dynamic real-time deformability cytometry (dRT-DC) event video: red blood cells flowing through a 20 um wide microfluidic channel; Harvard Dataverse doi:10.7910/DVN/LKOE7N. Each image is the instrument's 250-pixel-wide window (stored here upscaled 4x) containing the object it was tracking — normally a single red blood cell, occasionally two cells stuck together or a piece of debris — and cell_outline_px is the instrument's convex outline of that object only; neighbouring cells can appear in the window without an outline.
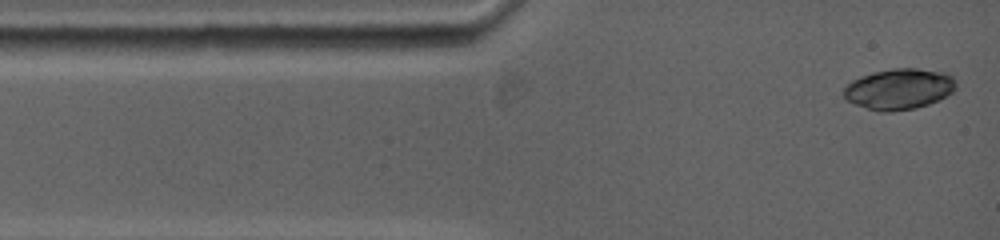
{"species": "common noctule bat (a hibernating species)", "species_latin": "Nyctalus noctula", "temperature_condition": "warm", "stored_images_in_passage": 13, "camera_frame_rate_fps": 5000, "um_per_image_px": 0.085, "animal": {"sex": "female", "body_mass_g": 19.0, "forearm_length_mm": 53.3}, "frame": {"image": 1, "passage_image": 1, "time_ms": 0.0, "image_size_px": [1000, 240], "cell_outline_px": [[956, 88], [952, 92], [928, 104], [916, 108], [892, 112], [880, 112], [844, 100], [844, 88], [852, 80], [860, 76], [872, 72], [892, 68], [916, 68], [948, 72], [956, 80]], "centroid_in_image_um": [76.42, 7.55], "position_along_channel_um": 8.6, "area_um2": 26.88}}
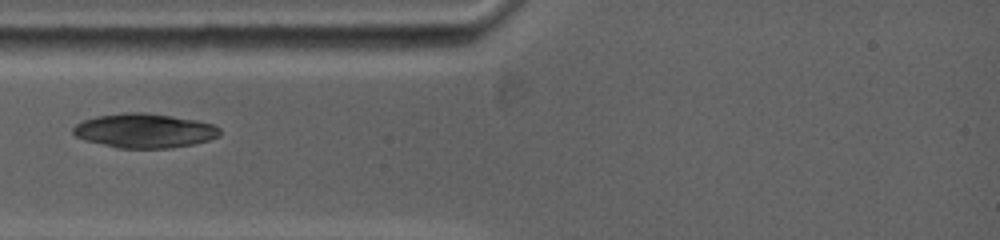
{"frame": {"image": 2, "passage_image": 8, "time_ms": 2.8, "image_size_px": [1000, 240], "cell_outline_px": [[220, 136], [208, 140], [192, 144], [168, 148], [116, 148], [84, 140], [76, 136], [72, 132], [72, 128], [76, 124], [84, 120], [96, 116], [124, 112], [144, 112], [196, 120], [212, 124], [220, 128]], "centroid_in_image_um": [12.25, 11.11], "position_along_channel_um": 72.8, "area_um2": 29.3}}
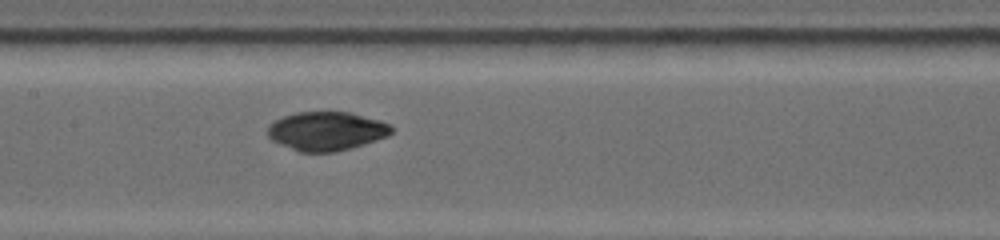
{"frame": {"image": 3, "passage_image": 13, "time_ms": 5.6, "image_size_px": [1000, 240], "cell_outline_px": [[392, 132], [388, 136], [352, 148], [336, 152], [300, 152], [280, 144], [272, 140], [268, 136], [268, 128], [276, 120], [284, 116], [296, 112], [352, 112], [380, 120], [392, 124]], "centroid_in_image_um": [27.79, 11.14], "position_along_channel_um": 179.6, "area_um2": 28.03}}